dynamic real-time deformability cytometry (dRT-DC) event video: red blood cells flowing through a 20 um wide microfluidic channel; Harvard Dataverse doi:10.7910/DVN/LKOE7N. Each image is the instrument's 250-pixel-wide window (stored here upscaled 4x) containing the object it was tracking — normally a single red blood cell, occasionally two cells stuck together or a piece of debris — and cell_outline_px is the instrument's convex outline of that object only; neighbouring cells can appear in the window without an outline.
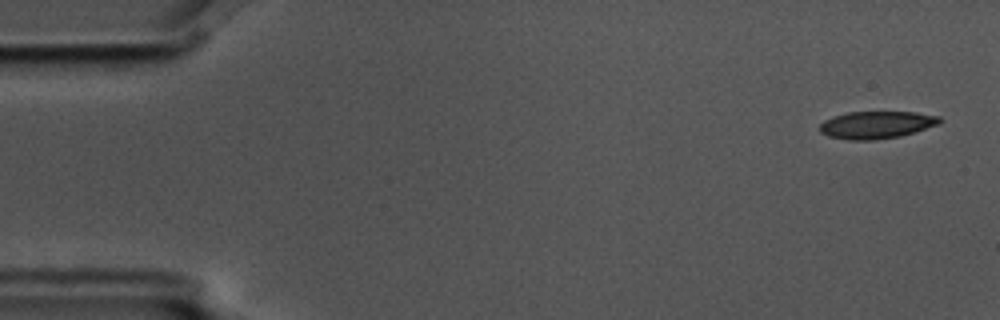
{"species": "common noctule bat (a hibernating species)", "species_latin": "Nyctalus noctula", "temperature_condition": "cold", "stored_images_in_passage": 6, "camera_frame_rate_fps": 3000, "um_per_image_px": 0.085, "animal": {"sex": "male", "body_mass_g": 17.5, "forearm_length_mm": 52.3}, "frame": {"image": 1, "passage_image": 1, "time_ms": 0.0, "image_size_px": [1000, 320], "cell_outline_px": [[940, 124], [916, 132], [900, 136], [872, 140], [848, 140], [828, 136], [820, 132], [820, 124], [824, 120], [832, 116], [848, 112], [916, 112], [940, 116]], "centroid_in_image_um": [74.5, 10.61], "position_along_channel_um": 10.5, "area_um2": 19.25}}
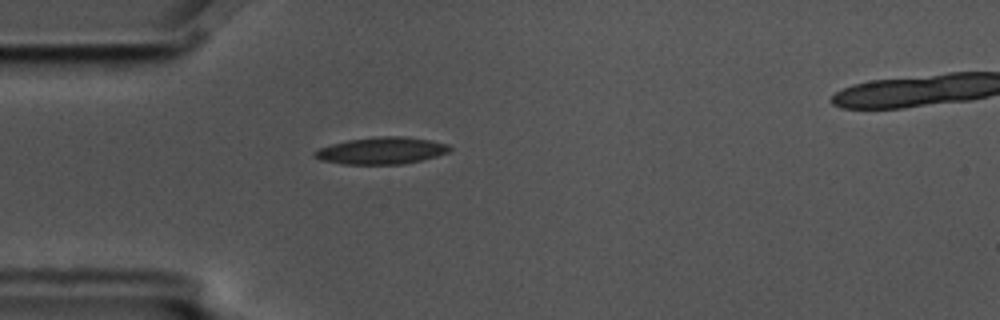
{"frame": {"image": 2, "passage_image": 5, "time_ms": 1.333, "image_size_px": [1000, 320], "cell_outline_px": [[452, 148], [448, 152], [436, 156], [404, 164], [344, 164], [320, 160], [312, 156], [312, 152], [320, 148], [332, 144], [348, 140], [376, 136], [404, 136], [428, 140], [448, 144]], "centroid_in_image_um": [32.4, 12.8], "position_along_channel_um": 52.6, "area_um2": 21.15}}